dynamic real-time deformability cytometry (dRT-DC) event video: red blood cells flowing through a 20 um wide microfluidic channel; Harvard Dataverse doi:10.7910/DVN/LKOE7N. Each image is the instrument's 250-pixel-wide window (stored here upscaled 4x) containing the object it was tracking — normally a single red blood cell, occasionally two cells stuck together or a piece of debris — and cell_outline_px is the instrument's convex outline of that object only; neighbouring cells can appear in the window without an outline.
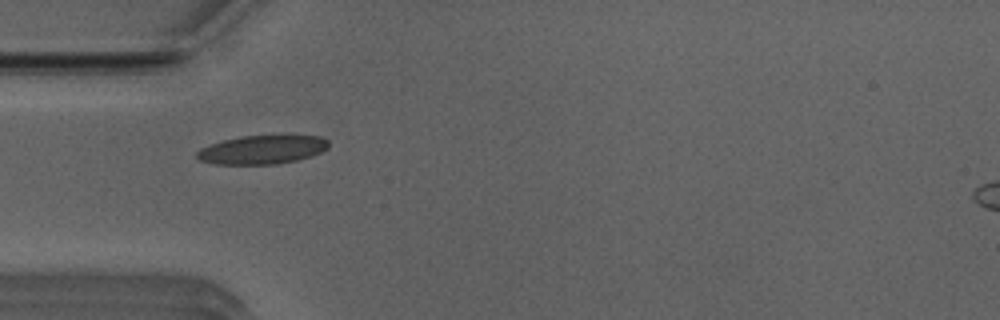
{"species": "Egyptian fruit bat (a non-hibernating species)", "species_latin": "Rousettus aegyptiacus", "temperature_condition": "room temperature", "stored_images_in_passage": 35, "camera_frame_rate_fps": 3000, "um_per_image_px": 0.085, "animal": {"sex": "male"}, "frame": {"image": 1, "passage_image": 1, "time_ms": 0.0, "image_size_px": [1000, 320], "cell_outline_px": [[328, 148], [312, 156], [296, 160], [276, 164], [212, 164], [200, 160], [196, 156], [196, 152], [200, 148], [224, 140], [244, 136], [288, 132], [320, 136], [328, 140]], "centroid_in_image_um": [22.37, 12.67], "position_along_channel_um": 62.6, "area_um2": 22.89}}
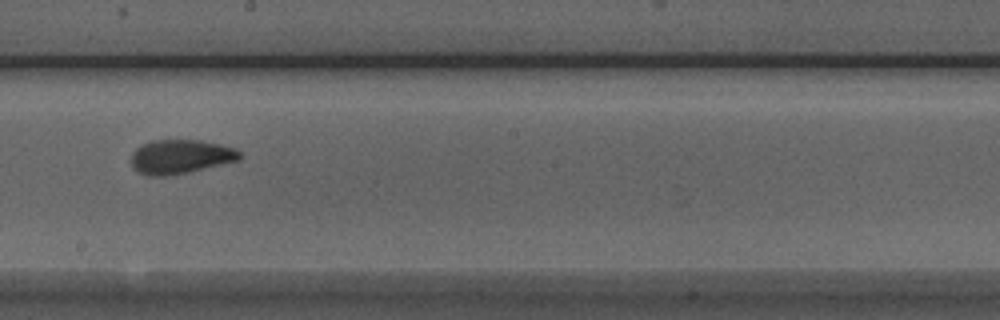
{"frame": {"image": 2, "passage_image": 14, "time_ms": 4.333, "image_size_px": [1000, 320], "cell_outline_px": [[240, 160], [188, 172], [168, 176], [148, 176], [136, 172], [132, 168], [132, 152], [136, 148], [152, 140], [200, 140], [220, 144], [236, 148], [240, 152]], "centroid_in_image_um": [15.33, 13.32], "position_along_channel_um": 232.9, "area_um2": 21.68}}
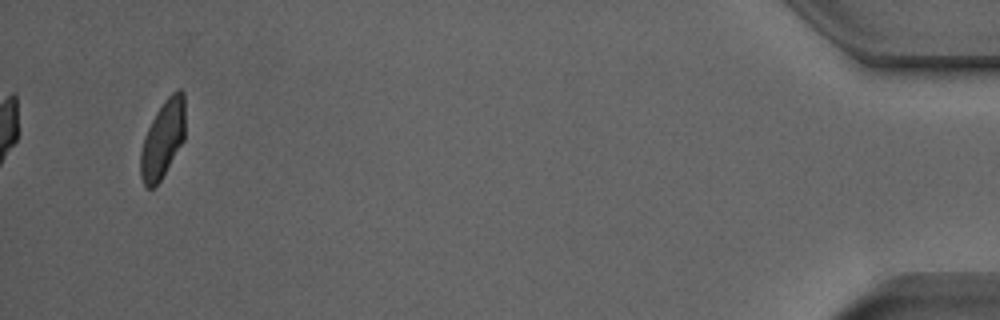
{"frame": {"image": 3, "passage_image": 35, "time_ms": 11.333, "image_size_px": [1000, 320], "cell_outline_px": [[184, 140], [160, 180], [152, 188], [144, 188], [140, 176], [140, 152], [144, 136], [156, 112], [164, 100], [176, 88], [180, 88], [184, 92]], "centroid_in_image_um": [13.82, 11.81], "position_along_channel_um": 421.4, "area_um2": 20.17}, "authors_computed_cell_mechanics": {"area_um2": 21.2704, "velocity_mm_per_s": 3.9402, "shape_relaxation_time_tau1_ms": 4.6427, "shape_relaxation_time_tau2_ms": 1.5138, "deformation_change_tau1": 0.1575, "deformation_change_tau2": 0.0588}}